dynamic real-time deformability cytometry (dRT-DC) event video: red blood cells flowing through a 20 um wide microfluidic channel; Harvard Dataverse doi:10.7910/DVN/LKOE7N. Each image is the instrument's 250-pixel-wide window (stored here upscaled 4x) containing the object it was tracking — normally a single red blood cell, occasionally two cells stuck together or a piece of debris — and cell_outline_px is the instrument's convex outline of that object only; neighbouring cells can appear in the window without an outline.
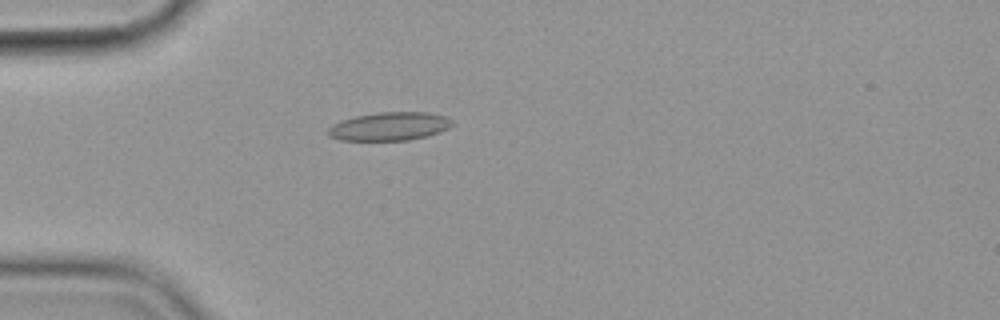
{"species": "common noctule bat (a hibernating species)", "species_latin": "Nyctalus noctula", "temperature_condition": "cold", "stored_images_in_passage": 5, "camera_frame_rate_fps": 3000, "um_per_image_px": 0.085, "animal": {"sex": "female", "body_mass_g": 19.9}, "frame": {"image": 1, "passage_image": 5, "time_ms": 4.667, "image_size_px": [1000, 320], "cell_outline_px": [[452, 124], [448, 128], [440, 132], [428, 136], [408, 140], [340, 140], [328, 136], [328, 128], [332, 124], [340, 120], [356, 116], [380, 112], [428, 112], [448, 116], [452, 120]], "centroid_in_image_um": [33.11, 10.73], "position_along_channel_um": 51.9, "area_um2": 20.63}}